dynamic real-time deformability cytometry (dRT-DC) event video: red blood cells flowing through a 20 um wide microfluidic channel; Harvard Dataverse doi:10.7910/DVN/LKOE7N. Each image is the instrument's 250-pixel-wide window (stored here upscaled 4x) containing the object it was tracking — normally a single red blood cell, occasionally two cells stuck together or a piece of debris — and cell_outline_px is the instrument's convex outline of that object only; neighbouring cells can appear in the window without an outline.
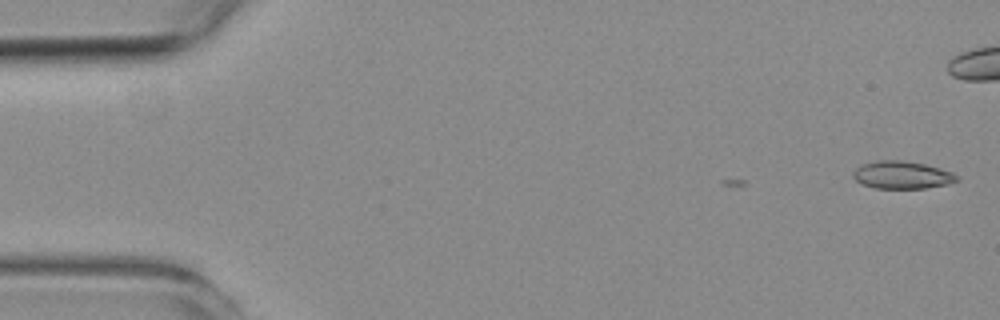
{"species": "common noctule bat (a hibernating species)", "species_latin": "Nyctalus noctula", "temperature_condition": "room temperature", "stored_images_in_passage": 3, "camera_frame_rate_fps": 3000, "um_per_image_px": 0.085, "animal": {"sex": "female", "body_mass_g": 19.3, "forearm_length_mm": 54.1}, "frame": {"image": 1, "passage_image": 3, "time_ms": 0.667, "image_size_px": [1000, 320], "cell_outline_px": [[960, 180], [948, 184], [924, 188], [876, 188], [860, 184], [852, 176], [852, 172], [856, 168], [864, 164], [876, 160], [900, 160], [924, 164], [940, 168], [952, 172], [960, 176]], "centroid_in_image_um": [76.68, 14.87], "position_along_channel_um": 8.3, "area_um2": 16.76}}